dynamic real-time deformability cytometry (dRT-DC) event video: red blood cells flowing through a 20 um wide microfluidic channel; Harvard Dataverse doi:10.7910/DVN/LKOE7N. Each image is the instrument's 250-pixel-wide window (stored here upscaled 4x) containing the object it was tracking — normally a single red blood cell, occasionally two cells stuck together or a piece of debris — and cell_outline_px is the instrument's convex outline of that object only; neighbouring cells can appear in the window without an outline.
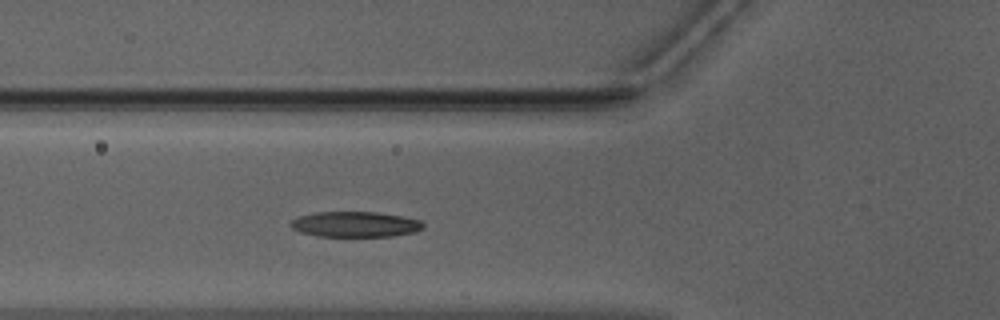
{"species": "Egyptian fruit bat (a non-hibernating species)", "species_latin": "Rousettus aegyptiacus", "temperature_condition": "warm", "stored_images_in_passage": 39, "camera_frame_rate_fps": 3000, "um_per_image_px": 0.085, "animal": {"sex": "male"}, "frame": {"image": 1, "passage_image": 5, "time_ms": 1.333, "image_size_px": [1000, 320], "cell_outline_px": [[424, 228], [416, 232], [392, 236], [316, 236], [300, 232], [292, 228], [292, 220], [300, 216], [316, 212], [376, 212], [404, 216], [420, 220], [424, 224]], "centroid_in_image_um": [30.25, 19.06], "position_along_channel_um": 95.6, "area_um2": 19.65}}
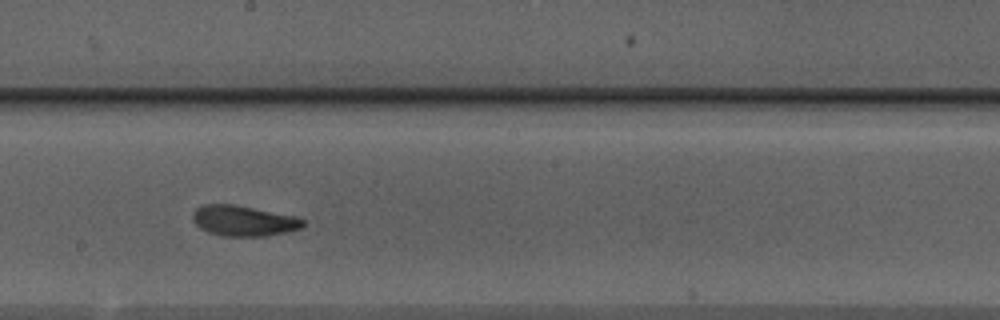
{"frame": {"image": 2, "passage_image": 15, "time_ms": 4.667, "image_size_px": [1000, 320], "cell_outline_px": [[304, 224], [300, 228], [288, 232], [264, 236], [224, 236], [208, 232], [200, 228], [192, 220], [192, 212], [196, 208], [204, 204], [232, 204], [296, 216], [304, 220]], "centroid_in_image_um": [20.68, 18.76], "position_along_channel_um": 227.5, "area_um2": 19.59}}
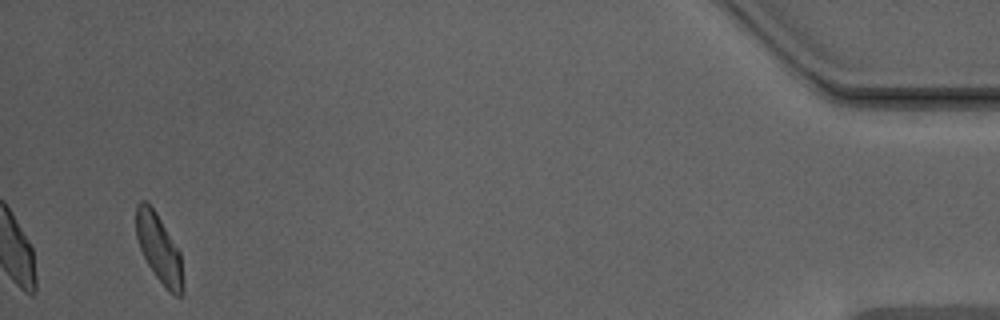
{"frame": {"image": 3, "passage_image": 36, "time_ms": 11.667, "image_size_px": [1000, 320], "cell_outline_px": [[184, 292], [180, 296], [176, 296], [156, 276], [148, 264], [140, 248], [136, 236], [136, 204], [140, 200], [144, 200], [156, 212], [180, 252], [184, 284]], "centroid_in_image_um": [13.52, 21.11], "position_along_channel_um": 421.7, "area_um2": 18.32}, "authors_computed_cell_mechanics": {"area_um2": 19.5942, "velocity_mm_per_s": 3.9583, "shape_relaxation_time_tau1_ms": 2.8974, "shape_relaxation_time_tau2_ms": 1.9496, "deformation_change_tau1": 0.143, "deformation_change_tau2": 0.0831}}